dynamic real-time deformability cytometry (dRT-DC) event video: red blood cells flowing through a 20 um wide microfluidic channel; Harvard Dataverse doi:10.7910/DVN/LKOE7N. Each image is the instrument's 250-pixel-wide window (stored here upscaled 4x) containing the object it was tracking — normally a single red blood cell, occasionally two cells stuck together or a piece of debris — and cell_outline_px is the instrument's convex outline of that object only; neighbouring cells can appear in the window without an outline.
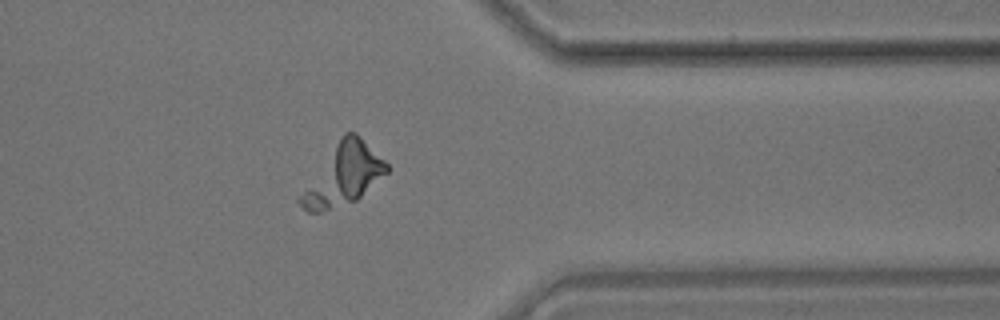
{"species": "common noctule bat (a hibernating species)", "species_latin": "Nyctalus noctula", "temperature_condition": "room temperature", "stored_images_in_passage": 58, "camera_frame_rate_fps": 3000, "um_per_image_px": 0.085, "animal": {"sex": "male", "body_mass_g": 17.9}, "frame": {"image": 1, "passage_image": 47, "time_ms": 15.333, "image_size_px": [1000, 320], "cell_outline_px": [[388, 172], [356, 200], [320, 212], [308, 212], [296, 200], [344, 132], [356, 132], [388, 164]], "centroid_in_image_um": [29.2, 14.86], "position_along_channel_um": 382.2, "area_um2": 29.59}}
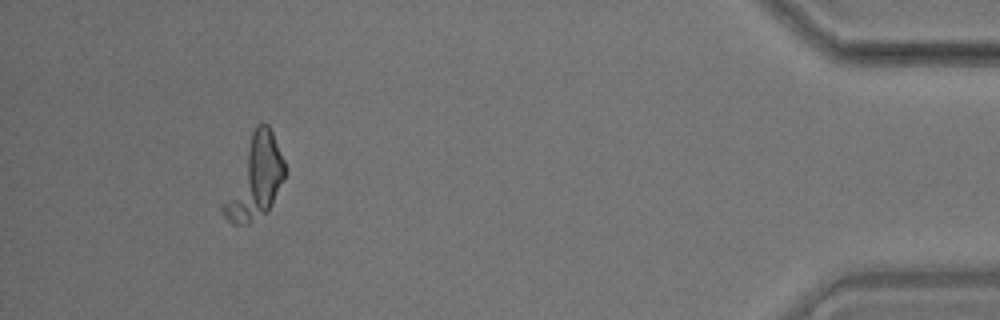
{"frame": {"image": 2, "passage_image": 54, "time_ms": 17.667, "image_size_px": [1000, 320], "cell_outline_px": [[284, 176], [272, 204], [268, 212], [240, 224], [232, 224], [224, 216], [220, 208], [252, 132], [256, 124], [268, 124], [272, 132], [284, 160]], "centroid_in_image_um": [21.67, 15.15], "position_along_channel_um": 413.5, "area_um2": 28.26}}